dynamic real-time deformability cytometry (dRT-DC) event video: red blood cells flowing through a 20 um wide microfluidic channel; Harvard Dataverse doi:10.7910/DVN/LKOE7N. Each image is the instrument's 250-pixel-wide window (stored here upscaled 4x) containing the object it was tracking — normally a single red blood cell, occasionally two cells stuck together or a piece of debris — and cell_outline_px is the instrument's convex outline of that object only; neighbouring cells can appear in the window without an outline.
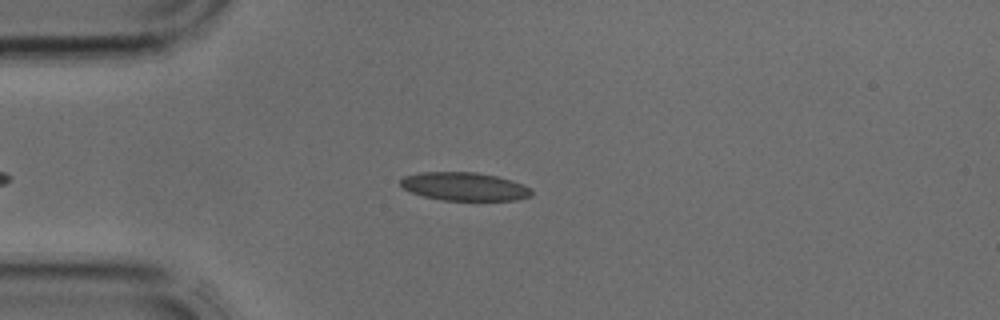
{"species": "common noctule bat (a hibernating species)", "species_latin": "Nyctalus noctula", "temperature_condition": "cold", "stored_images_in_passage": 4, "camera_frame_rate_fps": 3000, "um_per_image_px": 0.085, "animal": {"sex": "male", "body_mass_g": 17.9, "forearm_length_mm": 54.2}, "frame": {"image": 1, "passage_image": 4, "time_ms": 1.0, "image_size_px": [1000, 320], "cell_outline_px": [[532, 196], [516, 200], [444, 200], [424, 196], [412, 192], [404, 188], [400, 184], [400, 180], [404, 176], [420, 172], [476, 172], [496, 176], [512, 180], [532, 188]], "centroid_in_image_um": [39.5, 15.85], "position_along_channel_um": 45.5, "area_um2": 21.56}}